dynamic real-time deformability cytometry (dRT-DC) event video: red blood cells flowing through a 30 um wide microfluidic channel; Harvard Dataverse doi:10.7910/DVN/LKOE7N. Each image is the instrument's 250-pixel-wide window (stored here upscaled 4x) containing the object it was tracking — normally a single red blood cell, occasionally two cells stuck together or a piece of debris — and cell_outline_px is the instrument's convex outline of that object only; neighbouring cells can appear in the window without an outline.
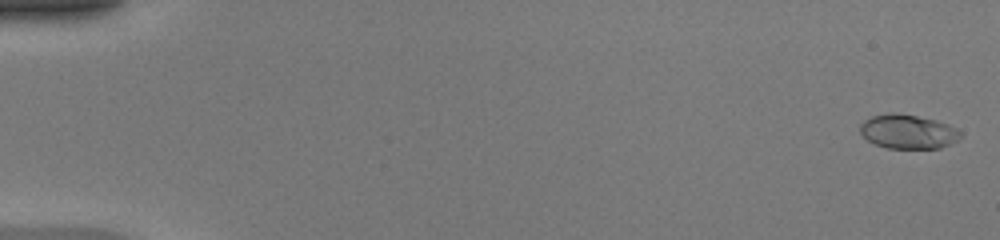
{"species": "common noctule bat (a hibernating species)", "species_latin": "Nyctalus noctula", "temperature_condition": "warm", "stored_images_in_passage": 49, "camera_frame_rate_fps": 3000, "um_per_image_px": 0.085, "animal": {"sex": "female", "body_mass_g": 20.0, "forearm_length_mm": 54.0}, "frame": {"image": 1, "passage_image": 1, "time_ms": 0.0, "image_size_px": [1000, 240], "cell_outline_px": [[960, 140], [940, 148], [888, 148], [876, 144], [868, 140], [860, 132], [860, 124], [864, 120], [872, 116], [888, 112], [896, 112], [936, 120], [948, 124], [956, 128], [960, 132]], "centroid_in_image_um": [77.18, 11.18], "position_along_channel_um": 7.8, "area_um2": 20.0}}
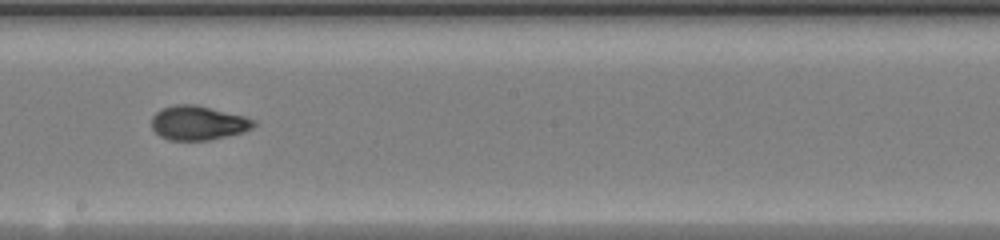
{"frame": {"image": 2, "passage_image": 29, "time_ms": 9.333, "image_size_px": [1000, 240], "cell_outline_px": [[256, 124], [252, 128], [244, 132], [208, 140], [168, 140], [160, 136], [152, 128], [152, 116], [160, 108], [176, 104], [196, 104], [244, 116], [256, 120]], "centroid_in_image_um": [16.83, 10.44], "position_along_channel_um": 231.4, "area_um2": 20.46}}
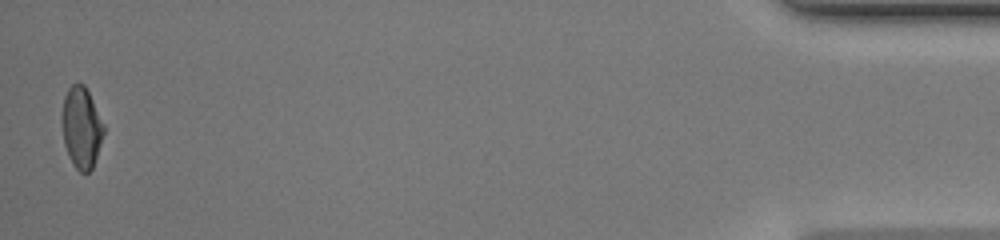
{"frame": {"image": 3, "passage_image": 49, "time_ms": 16.0, "image_size_px": [1000, 240], "cell_outline_px": [[104, 132], [92, 168], [88, 172], [80, 172], [76, 168], [68, 156], [64, 144], [60, 120], [64, 96], [68, 88], [72, 84], [84, 84], [104, 124]], "centroid_in_image_um": [6.89, 10.83], "position_along_channel_um": 428.3, "area_um2": 19.71}, "authors_computed_cell_mechanics": {"area_um2": 20.23, "velocity_mm_per_s": 4.2416, "shape_relaxation_time_tau1_ms": 5.4309, "shape_relaxation_time_tau2_ms": 0.9837, "deformation_change_tau1": 0.2185, "deformation_change_tau2": 0.048}}